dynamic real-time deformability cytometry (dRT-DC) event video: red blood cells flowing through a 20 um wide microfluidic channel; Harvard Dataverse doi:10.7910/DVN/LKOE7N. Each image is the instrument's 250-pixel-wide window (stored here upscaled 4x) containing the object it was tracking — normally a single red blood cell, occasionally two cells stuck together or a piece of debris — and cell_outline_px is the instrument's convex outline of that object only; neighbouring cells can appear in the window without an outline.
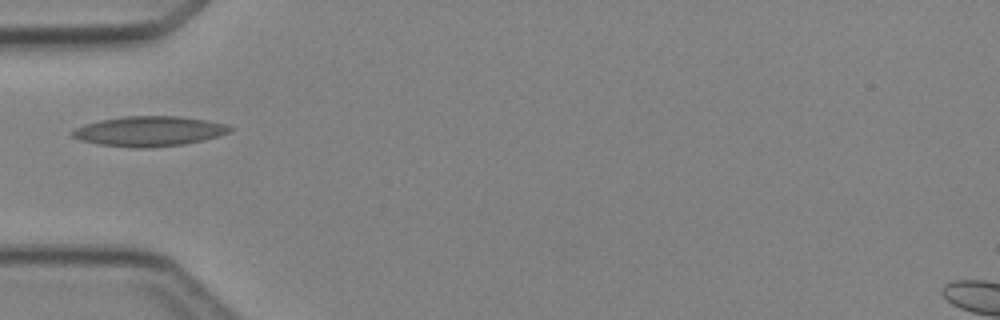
{"species": "Egyptian fruit bat (a non-hibernating species)", "species_latin": "Rousettus aegyptiacus", "temperature_condition": "cold", "stored_images_in_passage": 1, "camera_frame_rate_fps": 3000, "um_per_image_px": 0.085, "animal": {"sex": "female"}, "frame": {"image": 1, "passage_image": 1, "time_ms": 0.0, "image_size_px": [1000, 320], "cell_outline_px": [[232, 128], [228, 132], [204, 140], [184, 144], [148, 148], [132, 148], [100, 144], [80, 140], [72, 136], [72, 132], [76, 128], [84, 124], [100, 120], [124, 116], [180, 116], [208, 120], [228, 124]], "centroid_in_image_um": [12.69, 11.15], "position_along_channel_um": 72.3, "area_um2": 27.51}}